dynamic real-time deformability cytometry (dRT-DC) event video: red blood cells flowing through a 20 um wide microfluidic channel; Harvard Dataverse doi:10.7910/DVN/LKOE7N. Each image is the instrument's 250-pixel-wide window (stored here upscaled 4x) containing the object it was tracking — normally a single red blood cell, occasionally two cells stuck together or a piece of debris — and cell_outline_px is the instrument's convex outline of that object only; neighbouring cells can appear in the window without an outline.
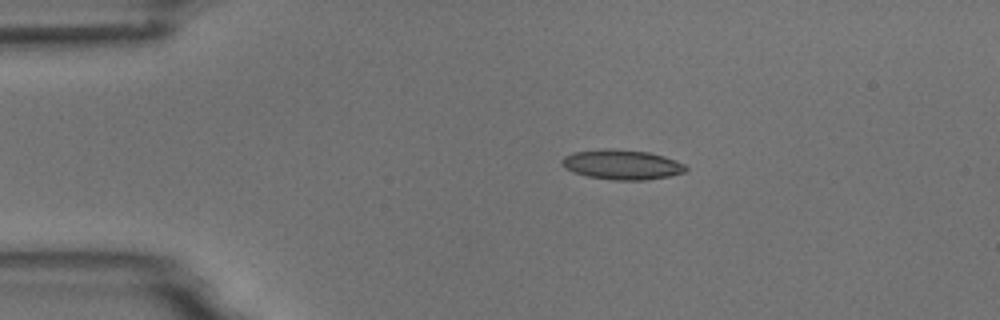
{"species": "common noctule bat (a hibernating species)", "species_latin": "Nyctalus noctula", "temperature_condition": "room temperature", "stored_images_in_passage": 5, "camera_frame_rate_fps": 3000, "um_per_image_px": 0.085, "animal": {"sex": "male", "body_mass_g": 18.8}, "frame": {"image": 1, "passage_image": 2, "time_ms": 2.0, "image_size_px": [1000, 320], "cell_outline_px": [[688, 168], [684, 172], [668, 176], [648, 180], [612, 180], [588, 176], [572, 172], [564, 168], [560, 164], [560, 160], [564, 156], [572, 152], [604, 148], [612, 148], [648, 152], [664, 156], [676, 160], [684, 164]], "centroid_in_image_um": [52.82, 13.98], "position_along_channel_um": 32.2, "area_um2": 21.79}}